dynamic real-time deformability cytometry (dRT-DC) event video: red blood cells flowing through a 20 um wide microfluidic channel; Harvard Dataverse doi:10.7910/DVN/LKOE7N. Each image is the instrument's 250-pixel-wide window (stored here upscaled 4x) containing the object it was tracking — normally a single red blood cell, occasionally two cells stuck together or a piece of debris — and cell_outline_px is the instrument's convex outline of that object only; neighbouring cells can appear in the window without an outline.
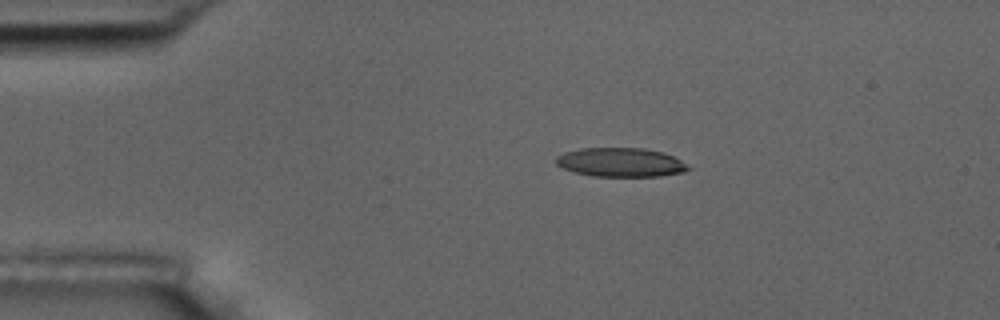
{"species": "common noctule bat (a hibernating species)", "species_latin": "Nyctalus noctula", "temperature_condition": "room temperature", "stored_images_in_passage": 6, "camera_frame_rate_fps": 3000, "um_per_image_px": 0.085, "animal": {"sex": "male", "body_mass_g": 17.5, "forearm_length_mm": 52.3}, "frame": {"image": 1, "passage_image": 2, "time_ms": 1.333, "image_size_px": [1000, 320], "cell_outline_px": [[692, 168], [684, 172], [660, 176], [592, 176], [560, 168], [556, 164], [556, 156], [564, 152], [580, 148], [644, 148], [664, 152], [680, 160]], "centroid_in_image_um": [52.74, 13.79], "position_along_channel_um": 32.3, "area_um2": 22.43}}
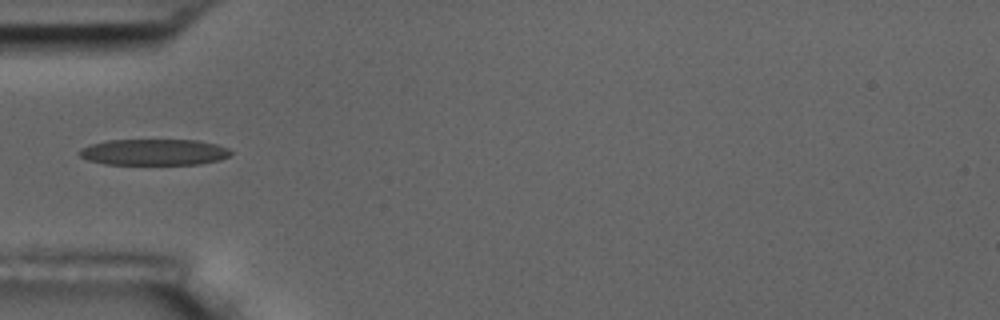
{"frame": {"image": 2, "passage_image": 4, "time_ms": 3.667, "image_size_px": [1000, 320], "cell_outline_px": [[232, 152], [228, 156], [220, 160], [200, 164], [104, 164], [88, 160], [80, 156], [76, 152], [80, 148], [88, 144], [108, 140], [196, 140], [216, 144], [228, 148]], "centroid_in_image_um": [13.04, 12.93], "position_along_channel_um": 72.0, "area_um2": 23.24}}